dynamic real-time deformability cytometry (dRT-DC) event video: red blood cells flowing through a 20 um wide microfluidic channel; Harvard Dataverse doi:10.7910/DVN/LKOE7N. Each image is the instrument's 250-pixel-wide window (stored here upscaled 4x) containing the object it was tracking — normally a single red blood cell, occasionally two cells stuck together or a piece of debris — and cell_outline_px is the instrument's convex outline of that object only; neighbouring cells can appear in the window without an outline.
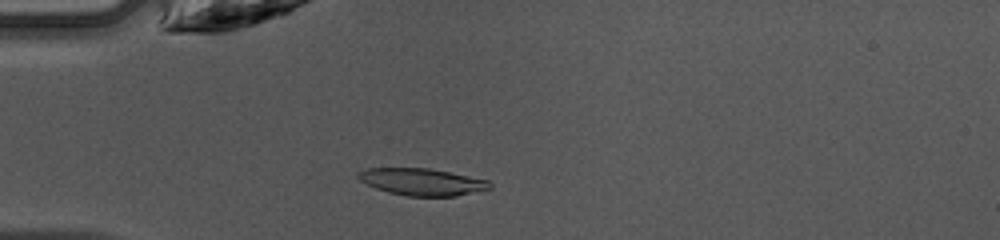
{"species": "common noctule bat (a hibernating species)", "species_latin": "Nyctalus noctula", "temperature_condition": "warm", "stored_images_in_passage": 47, "camera_frame_rate_fps": 3000, "um_per_image_px": 0.085, "animal": {"sex": "female", "body_mass_g": 10.0, "forearm_length_mm": 53.1}, "frame": {"image": 1, "passage_image": 13, "time_ms": 4.0, "image_size_px": [1000, 240], "cell_outline_px": [[492, 188], [456, 196], [408, 196], [388, 192], [376, 188], [360, 180], [356, 176], [356, 172], [368, 168], [428, 168], [488, 180], [492, 184]], "centroid_in_image_um": [35.86, 15.46], "position_along_channel_um": 49.1, "area_um2": 20.58}}
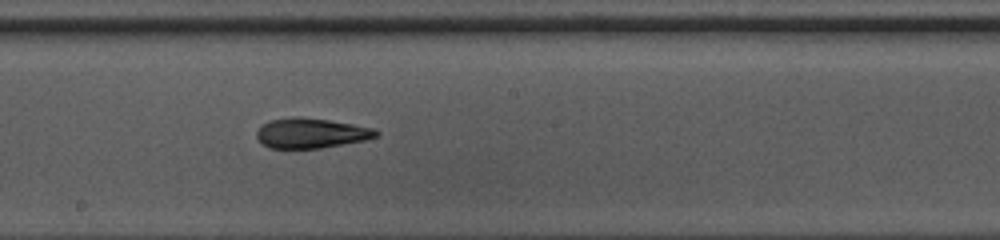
{"frame": {"image": 2, "passage_image": 26, "time_ms": 8.333, "image_size_px": [1000, 240], "cell_outline_px": [[380, 132], [376, 136], [364, 140], [320, 148], [268, 148], [256, 136], [256, 132], [260, 124], [268, 120], [296, 116], [300, 116], [328, 120], [376, 128]], "centroid_in_image_um": [26.41, 11.3], "position_along_channel_um": 221.8, "area_um2": 20.92}}
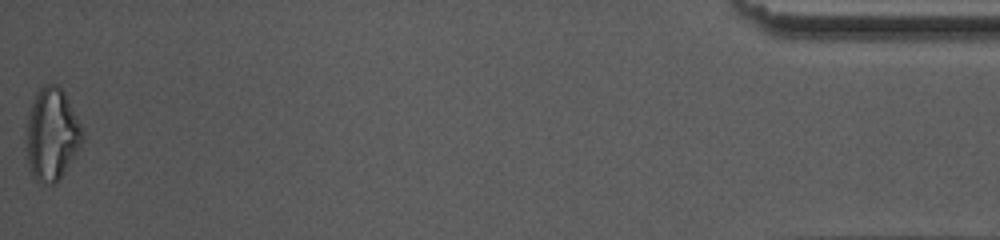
{"frame": {"image": 3, "passage_image": 47, "time_ms": 15.333, "image_size_px": [1000, 240], "cell_outline_px": [[84, 140], [80, 148], [56, 184], [40, 184], [32, 176], [28, 164], [28, 112], [32, 100], [36, 92], [44, 84], [56, 84], [64, 92], [84, 132]], "centroid_in_image_um": [4.42, 11.44], "position_along_channel_um": 430.8, "area_um2": 30.06}, "authors_computed_cell_mechanics": {"area_um2": 20.7502, "velocity_mm_per_s": 4.2581, "shape_relaxation_time_tau1_ms": 5.1625, "shape_relaxation_time_tau2_ms": 1.4242, "deformation_change_tau1": 0.1868, "deformation_change_tau2": 0.1}}